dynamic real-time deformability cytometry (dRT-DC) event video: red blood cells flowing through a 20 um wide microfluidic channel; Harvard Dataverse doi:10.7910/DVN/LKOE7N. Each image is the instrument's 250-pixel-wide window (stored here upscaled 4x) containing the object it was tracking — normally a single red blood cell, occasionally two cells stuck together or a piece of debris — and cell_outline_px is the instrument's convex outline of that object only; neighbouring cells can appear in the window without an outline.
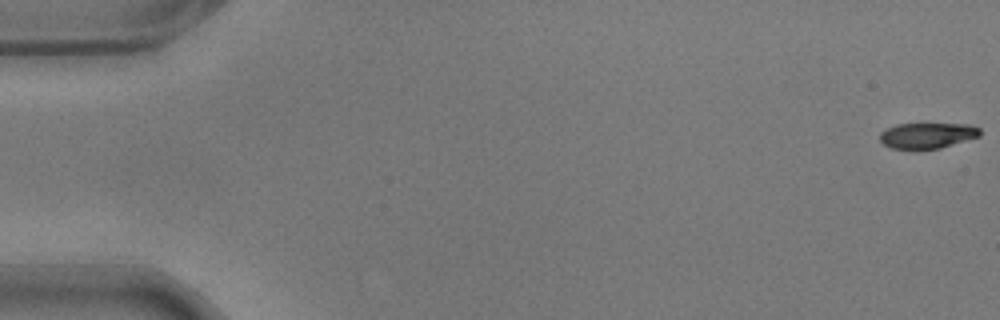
{"species": "common noctule bat (a hibernating species)", "species_latin": "Nyctalus noctula", "temperature_condition": "warm", "stored_images_in_passage": 9, "camera_frame_rate_fps": 3000, "um_per_image_px": 0.085, "animal": {"sex": "male", "body_mass_g": 17.9}, "frame": {"image": 1, "passage_image": 1, "time_ms": 0.0, "image_size_px": [1000, 320], "cell_outline_px": [[980, 136], [940, 148], [892, 148], [884, 144], [880, 140], [880, 132], [896, 124], [972, 124], [980, 128]], "centroid_in_image_um": [78.85, 11.5], "position_along_channel_um": 6.2, "area_um2": 14.74}}